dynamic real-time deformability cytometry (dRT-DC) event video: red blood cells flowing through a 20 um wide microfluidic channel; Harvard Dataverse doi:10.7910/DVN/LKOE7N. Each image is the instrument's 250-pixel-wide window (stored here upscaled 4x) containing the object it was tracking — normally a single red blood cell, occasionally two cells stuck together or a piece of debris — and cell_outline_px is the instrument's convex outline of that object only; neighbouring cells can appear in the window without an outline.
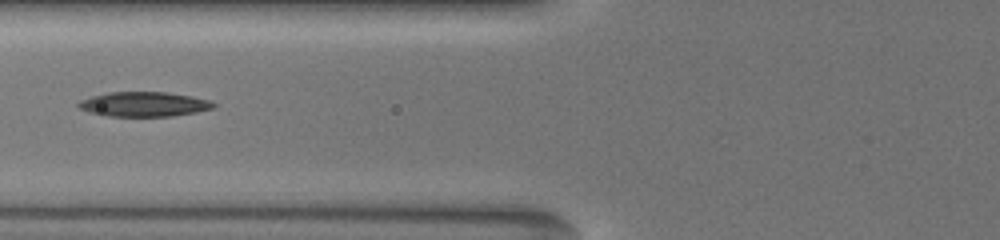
{"species": "common noctule bat (a hibernating species)", "species_latin": "Nyctalus noctula", "temperature_condition": "warm", "stored_images_in_passage": 3, "camera_frame_rate_fps": 3000, "um_per_image_px": 0.085, "animal": {"sex": "female", "body_mass_g": 19.5, "forearm_length_mm": 54.1}, "frame": {"image": 1, "passage_image": 3, "time_ms": 2.333, "image_size_px": [1000, 240], "cell_outline_px": [[216, 108], [196, 112], [172, 116], [108, 116], [88, 112], [80, 108], [76, 104], [80, 100], [92, 96], [108, 92], [164, 92], [192, 96], [212, 100], [216, 104]], "centroid_in_image_um": [12.27, 8.86], "position_along_channel_um": 113.5, "area_um2": 19.54}}